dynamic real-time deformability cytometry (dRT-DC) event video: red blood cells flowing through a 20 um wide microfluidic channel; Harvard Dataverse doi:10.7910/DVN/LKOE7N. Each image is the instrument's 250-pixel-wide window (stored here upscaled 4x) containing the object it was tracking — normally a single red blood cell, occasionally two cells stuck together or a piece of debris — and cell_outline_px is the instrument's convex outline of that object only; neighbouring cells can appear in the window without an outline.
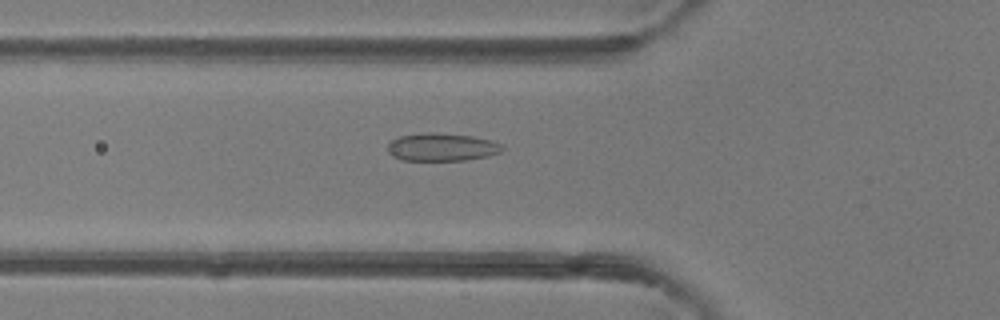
{"species": "common noctule bat (a hibernating species)", "species_latin": "Nyctalus noctula", "temperature_condition": "room temperature", "stored_images_in_passage": 48, "camera_frame_rate_fps": 3000, "um_per_image_px": 0.085, "animal": {"sex": "female"}, "frame": {"image": 1, "passage_image": 17, "time_ms": 5.333, "image_size_px": [1000, 320], "cell_outline_px": [[504, 148], [500, 152], [488, 156], [468, 160], [400, 160], [392, 156], [388, 152], [388, 144], [392, 140], [400, 136], [424, 132], [432, 132], [472, 136], [488, 140], [500, 144]], "centroid_in_image_um": [37.52, 12.51], "position_along_channel_um": 88.3, "area_um2": 18.55}}
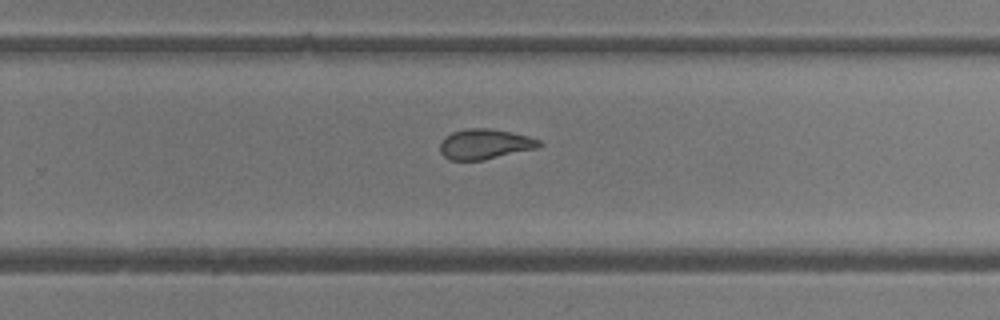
{"frame": {"image": 2, "passage_image": 31, "time_ms": 10.0, "image_size_px": [1000, 320], "cell_outline_px": [[544, 144], [536, 148], [484, 160], [452, 160], [444, 156], [440, 152], [440, 140], [444, 136], [452, 132], [468, 128], [488, 128], [512, 132], [528, 136], [540, 140]], "centroid_in_image_um": [41.2, 12.24], "position_along_channel_um": 288.6, "area_um2": 17.51}}
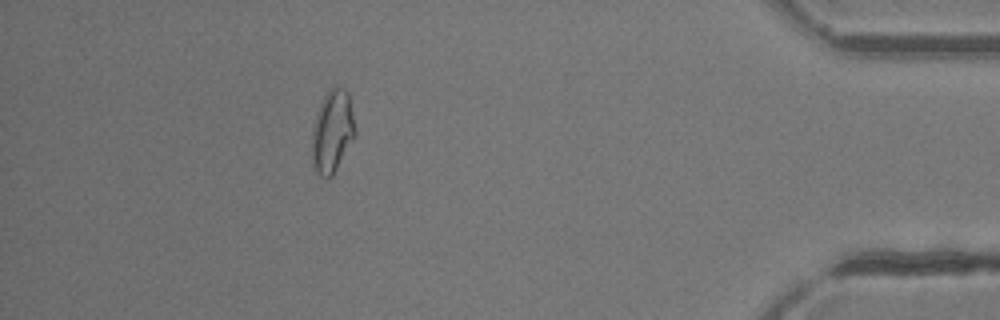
{"frame": {"image": 3, "passage_image": 43, "time_ms": 14.0, "image_size_px": [1000, 320], "cell_outline_px": [[356, 136], [332, 176], [320, 176], [316, 172], [312, 164], [312, 124], [316, 112], [328, 88], [336, 84], [344, 88], [348, 92], [356, 132]], "centroid_in_image_um": [28.24, 11.13], "position_along_channel_um": 407.0, "area_um2": 21.1}, "authors_computed_cell_mechanics": {"area_um2": 18.8139, "velocity_mm_per_s": 4.2935, "shape_relaxation_time_tau1_ms": null, "shape_relaxation_time_tau2_ms": 0.9354, "deformation_change_tau1": null, "deformation_change_tau2": 0.0795}}